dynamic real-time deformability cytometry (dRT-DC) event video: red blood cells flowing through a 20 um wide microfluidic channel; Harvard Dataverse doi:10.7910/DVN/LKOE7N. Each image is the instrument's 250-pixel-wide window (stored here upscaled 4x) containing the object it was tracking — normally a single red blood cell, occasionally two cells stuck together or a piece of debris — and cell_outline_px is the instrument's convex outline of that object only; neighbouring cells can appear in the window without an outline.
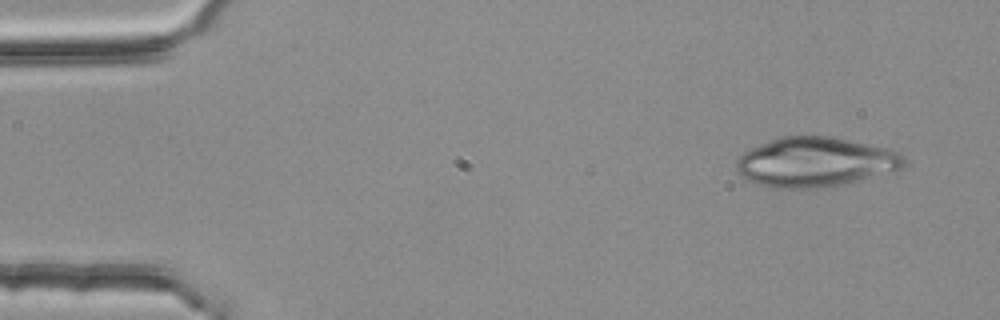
{"species": "common noctule bat (a hibernating species)", "species_latin": "Nyctalus noctula", "temperature_condition": "room temperature", "stored_images_in_passage": 4, "camera_frame_rate_fps": 3000, "um_per_image_px": 0.085, "animal": {"sex": "female", "body_mass_g": 25.1}, "frame": {"image": 1, "passage_image": 1, "time_ms": 0.0, "image_size_px": [1000, 320], "cell_outline_px": [[904, 164], [900, 168], [844, 184], [816, 188], [772, 188], [756, 184], [748, 180], [736, 168], [736, 160], [748, 148], [784, 136], [832, 136], [888, 148], [900, 152], [904, 156]], "centroid_in_image_um": [69.27, 13.76], "position_along_channel_um": 15.7, "area_um2": 48.15}}